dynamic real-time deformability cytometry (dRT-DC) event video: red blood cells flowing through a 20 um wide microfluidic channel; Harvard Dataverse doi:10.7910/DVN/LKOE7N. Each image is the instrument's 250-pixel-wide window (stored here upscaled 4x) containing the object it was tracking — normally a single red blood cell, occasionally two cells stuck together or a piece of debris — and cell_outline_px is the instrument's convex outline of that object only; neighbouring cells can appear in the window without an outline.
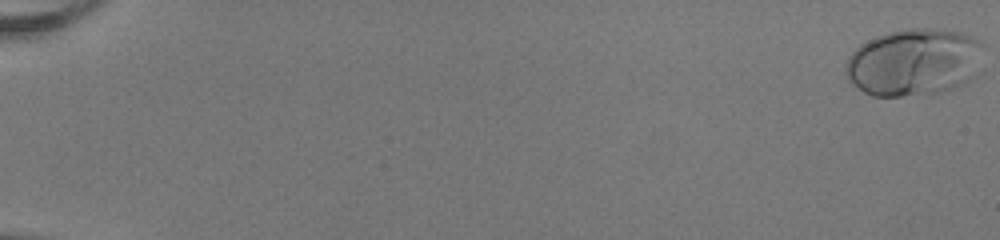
{"species": "human", "species_latin": "Homo sapiens", "temperature_condition": "room temperature", "stored_images_in_passage": 53, "camera_frame_rate_fps": 3000, "um_per_image_px": 0.085, "donor": {"sex": "female"}, "frame": {"image": 1, "passage_image": 1, "time_ms": 0.0, "image_size_px": [1000, 240], "cell_outline_px": [[984, 44], [976, 76], [964, 84], [940, 92], [900, 96], [872, 96], [864, 92], [852, 84], [848, 80], [844, 72], [844, 68], [848, 56], [860, 44], [876, 36], [888, 32], [908, 28], [928, 28], [960, 32], [972, 36], [980, 40]], "centroid_in_image_um": [77.68, 5.28], "position_along_channel_um": 7.3, "area_um2": 54.51}}
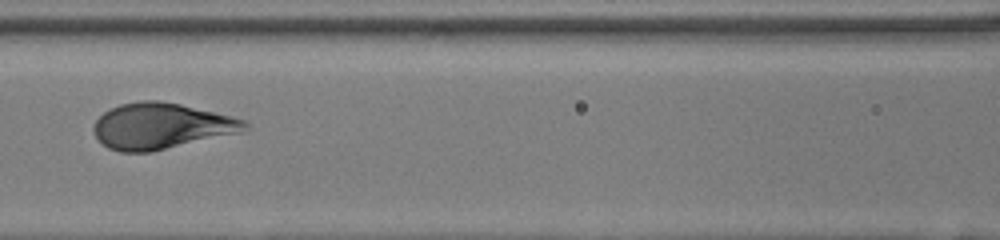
{"frame": {"image": 2, "passage_image": 27, "time_ms": 8.667, "image_size_px": [1000, 240], "cell_outline_px": [[248, 128], [244, 132], [152, 152], [120, 152], [108, 148], [96, 136], [92, 128], [96, 120], [104, 112], [120, 104], [140, 100], [160, 100], [180, 104], [248, 120]], "centroid_in_image_um": [13.74, 10.72], "position_along_channel_um": 152.9, "area_um2": 40.69}}
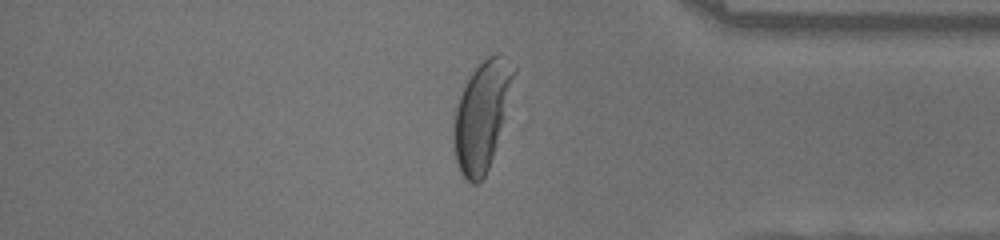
{"frame": {"image": 3, "passage_image": 46, "time_ms": 15.0, "image_size_px": [1000, 240], "cell_outline_px": [[516, 72], [492, 156], [488, 168], [484, 176], [476, 184], [472, 184], [464, 180], [460, 172], [456, 160], [452, 140], [452, 108], [472, 72], [488, 56], [496, 52], [500, 52], [516, 68]], "centroid_in_image_um": [40.89, 9.81], "position_along_channel_um": 394.3, "area_um2": 37.92}}